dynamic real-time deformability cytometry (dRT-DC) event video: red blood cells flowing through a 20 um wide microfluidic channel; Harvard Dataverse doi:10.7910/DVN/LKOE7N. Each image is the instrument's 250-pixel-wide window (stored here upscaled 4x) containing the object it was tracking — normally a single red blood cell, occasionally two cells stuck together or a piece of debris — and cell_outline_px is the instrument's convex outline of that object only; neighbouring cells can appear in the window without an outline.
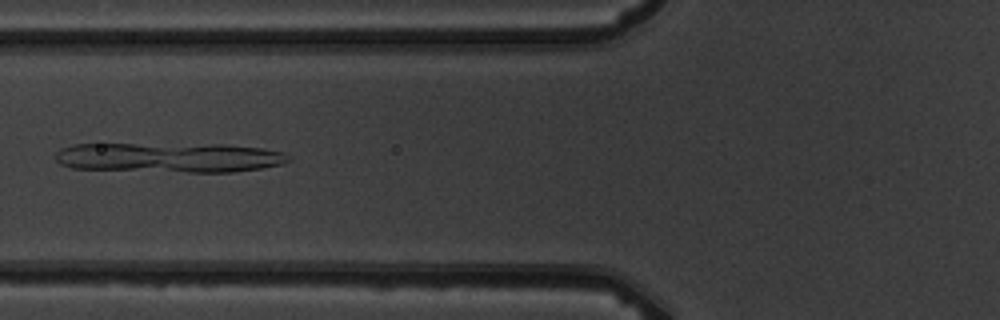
{"species": "common noctule bat (a hibernating species)", "species_latin": "Nyctalus noctula", "temperature_condition": "warm", "stored_images_in_passage": 7, "camera_frame_rate_fps": 3000, "um_per_image_px": 0.085, "animal": {"sex": "male", "body_mass_g": 19.5, "forearm_length_mm": 54.6}, "frame": {"image": 1, "passage_image": 5, "time_ms": 4.667, "image_size_px": [1000, 320], "cell_outline_px": [[292, 160], [280, 164], [264, 168], [232, 172], [188, 172], [72, 168], [60, 164], [56, 160], [56, 152], [60, 148], [72, 144], [228, 144], [264, 148], [280, 152], [292, 156]], "centroid_in_image_um": [14.43, 13.38], "position_along_channel_um": 111.4, "area_um2": 40.81}}